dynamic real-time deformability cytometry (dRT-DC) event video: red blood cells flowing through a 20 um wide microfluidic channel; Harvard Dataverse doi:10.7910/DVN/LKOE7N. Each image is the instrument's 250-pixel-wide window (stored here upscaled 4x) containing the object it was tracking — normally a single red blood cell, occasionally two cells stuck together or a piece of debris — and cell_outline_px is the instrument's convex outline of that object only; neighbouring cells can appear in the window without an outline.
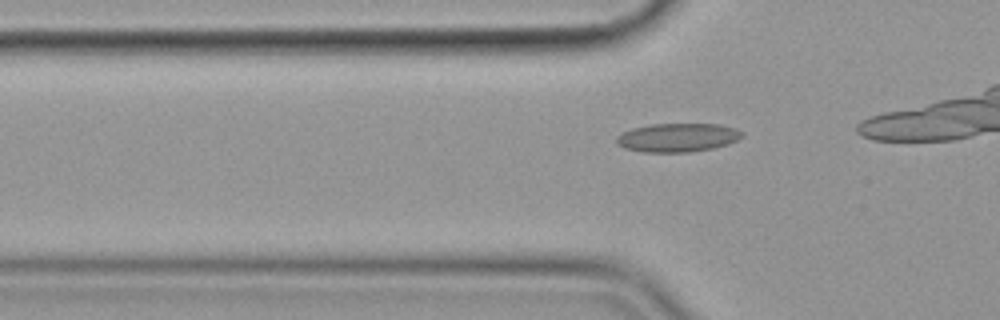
{"species": "common noctule bat (a hibernating species)", "species_latin": "Nyctalus noctula", "temperature_condition": "cold", "stored_images_in_passage": 18, "camera_frame_rate_fps": 3000, "um_per_image_px": 0.085, "animal": {"sex": "female", "body_mass_g": 19.9}, "frame": {"image": 1, "passage_image": 13, "time_ms": 4.0, "image_size_px": [1000, 320], "cell_outline_px": [[744, 136], [728, 144], [712, 148], [688, 152], [644, 152], [624, 148], [616, 144], [616, 136], [632, 128], [652, 124], [720, 124], [736, 128], [744, 132]], "centroid_in_image_um": [57.61, 11.69], "position_along_channel_um": 68.2, "area_um2": 21.04}}